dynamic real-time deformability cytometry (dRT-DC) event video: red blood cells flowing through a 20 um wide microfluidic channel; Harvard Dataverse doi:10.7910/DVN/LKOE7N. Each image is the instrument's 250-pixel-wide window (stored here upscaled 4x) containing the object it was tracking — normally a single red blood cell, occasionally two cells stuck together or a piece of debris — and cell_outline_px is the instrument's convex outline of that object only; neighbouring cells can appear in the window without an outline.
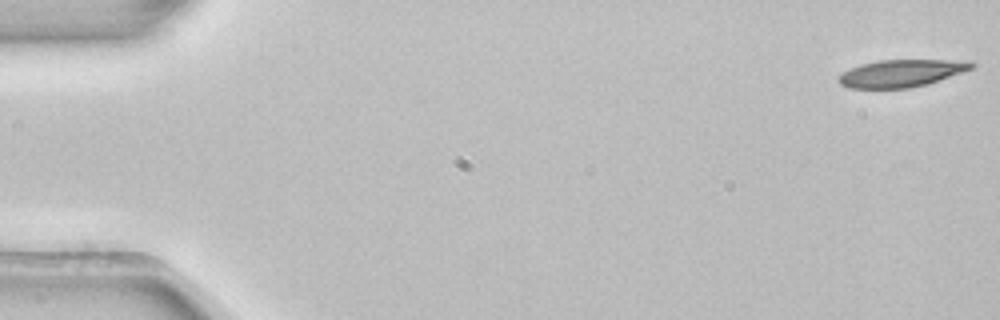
{"species": "common noctule bat (a hibernating species)", "species_latin": "Nyctalus noctula", "temperature_condition": "room temperature", "stored_images_in_passage": 3, "camera_frame_rate_fps": 3000, "um_per_image_px": 0.085, "animal": {"sex": "female", "body_mass_g": 22.7, "forearm_length_mm": 54.2}, "frame": {"image": 1, "passage_image": 1, "time_ms": 0.0, "image_size_px": [1000, 320], "cell_outline_px": [[976, 64], [972, 68], [928, 84], [908, 88], [848, 88], [840, 84], [836, 80], [836, 76], [852, 68], [864, 64], [880, 60], [972, 60]], "centroid_in_image_um": [76.62, 6.23], "position_along_channel_um": 8.4, "area_um2": 21.1}}